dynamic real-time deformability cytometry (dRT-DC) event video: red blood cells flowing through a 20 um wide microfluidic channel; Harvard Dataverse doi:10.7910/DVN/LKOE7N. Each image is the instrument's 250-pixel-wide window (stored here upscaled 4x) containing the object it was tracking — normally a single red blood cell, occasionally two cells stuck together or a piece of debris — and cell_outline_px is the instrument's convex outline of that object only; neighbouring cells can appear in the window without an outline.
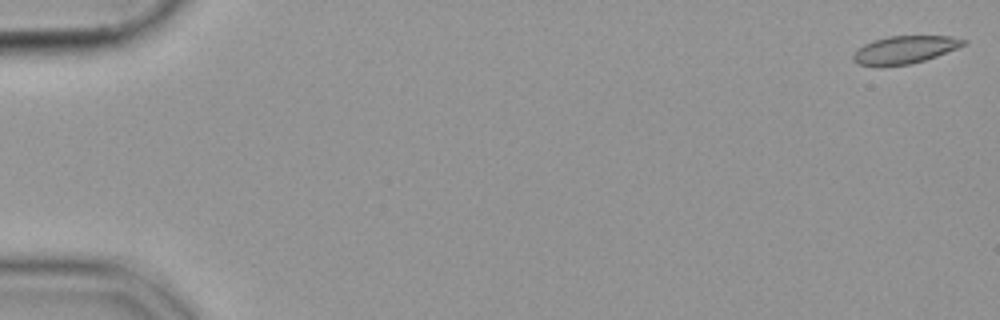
{"species": "common noctule bat (a hibernating species)", "species_latin": "Nyctalus noctula", "temperature_condition": "cold", "stored_images_in_passage": 55, "camera_frame_rate_fps": 3000, "um_per_image_px": 0.085, "animal": {"sex": "female", "body_mass_g": 19.9}, "frame": {"image": 1, "passage_image": 1, "time_ms": 0.0, "image_size_px": [1000, 320], "cell_outline_px": [[968, 44], [936, 56], [924, 60], [908, 64], [880, 68], [860, 64], [852, 60], [852, 52], [864, 44], [872, 40], [888, 36], [952, 36], [968, 40]], "centroid_in_image_um": [76.87, 4.24], "position_along_channel_um": 8.1, "area_um2": 18.21}}
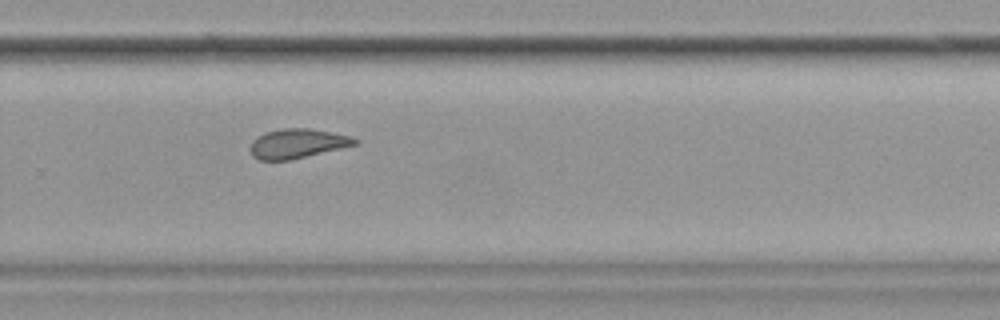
{"frame": {"image": 2, "passage_image": 38, "time_ms": 12.333, "image_size_px": [1000, 320], "cell_outline_px": [[360, 144], [292, 160], [260, 160], [252, 156], [248, 148], [252, 140], [256, 136], [264, 132], [280, 128], [308, 128], [332, 132], [352, 136], [360, 140]], "centroid_in_image_um": [25.28, 12.2], "position_along_channel_um": 304.5, "area_um2": 18.5}}
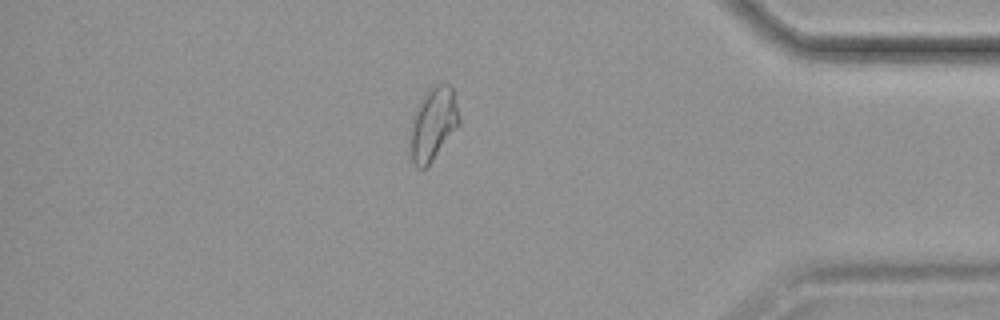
{"frame": {"image": 3, "passage_image": 48, "time_ms": 15.667, "image_size_px": [1000, 320], "cell_outline_px": [[460, 124], [432, 160], [424, 168], [416, 168], [412, 160], [408, 148], [408, 128], [412, 116], [424, 92], [428, 88], [436, 84], [448, 84], [452, 88], [460, 116]], "centroid_in_image_um": [36.76, 10.53], "position_along_channel_um": 398.4, "area_um2": 21.33}}